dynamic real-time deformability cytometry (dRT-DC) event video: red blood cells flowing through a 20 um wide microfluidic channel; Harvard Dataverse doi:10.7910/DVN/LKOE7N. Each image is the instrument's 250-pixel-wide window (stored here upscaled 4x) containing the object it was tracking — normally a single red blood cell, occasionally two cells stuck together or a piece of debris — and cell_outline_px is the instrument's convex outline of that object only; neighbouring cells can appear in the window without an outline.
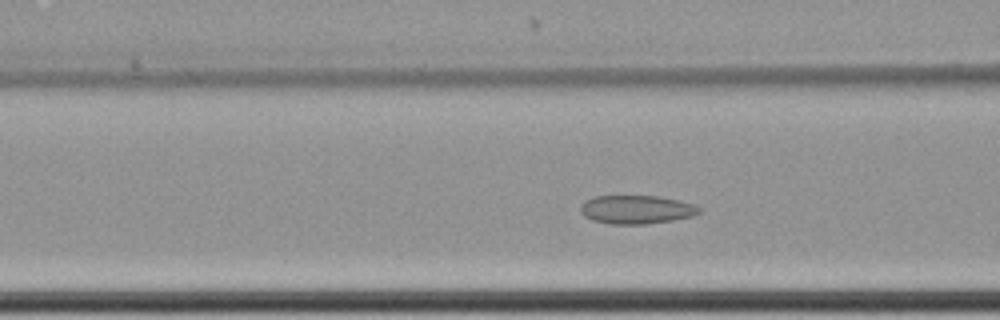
{"species": "common noctule bat (a hibernating species)", "species_latin": "Nyctalus noctula", "temperature_condition": "cold", "stored_images_in_passage": 55, "camera_frame_rate_fps": 3000, "um_per_image_px": 0.085, "animal": {"sex": "female", "body_mass_g": 22.7, "forearm_length_mm": 54.2}, "frame": {"image": 1, "passage_image": 20, "time_ms": 6.333, "image_size_px": [1000, 320], "cell_outline_px": [[700, 212], [692, 216], [672, 220], [648, 224], [608, 224], [592, 220], [584, 216], [580, 212], [580, 204], [584, 200], [592, 196], [660, 196], [692, 204], [700, 208]], "centroid_in_image_um": [54.02, 17.81], "position_along_channel_um": 112.6, "area_um2": 19.83}}
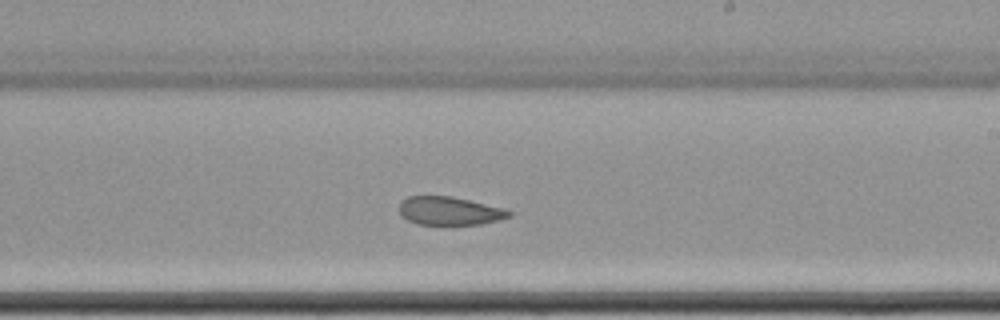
{"frame": {"image": 2, "passage_image": 32, "time_ms": 10.333, "image_size_px": [1000, 320], "cell_outline_px": [[512, 216], [480, 224], [456, 228], [448, 228], [416, 224], [408, 220], [400, 212], [400, 200], [408, 196], [452, 196], [504, 208], [512, 212]], "centroid_in_image_um": [38.2, 17.98], "position_along_channel_um": 250.8, "area_um2": 19.02}}
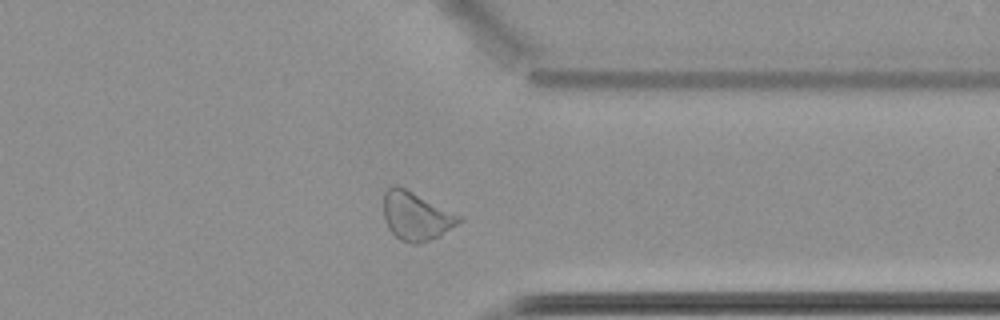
{"frame": {"image": 3, "passage_image": 43, "time_ms": 14.0, "image_size_px": [1000, 320], "cell_outline_px": [[464, 220], [436, 236], [420, 244], [412, 244], [400, 240], [388, 228], [384, 216], [384, 192], [388, 188], [396, 184], [464, 216]], "centroid_in_image_um": [35.37, 18.35], "position_along_channel_um": 376.0, "area_um2": 21.15}}